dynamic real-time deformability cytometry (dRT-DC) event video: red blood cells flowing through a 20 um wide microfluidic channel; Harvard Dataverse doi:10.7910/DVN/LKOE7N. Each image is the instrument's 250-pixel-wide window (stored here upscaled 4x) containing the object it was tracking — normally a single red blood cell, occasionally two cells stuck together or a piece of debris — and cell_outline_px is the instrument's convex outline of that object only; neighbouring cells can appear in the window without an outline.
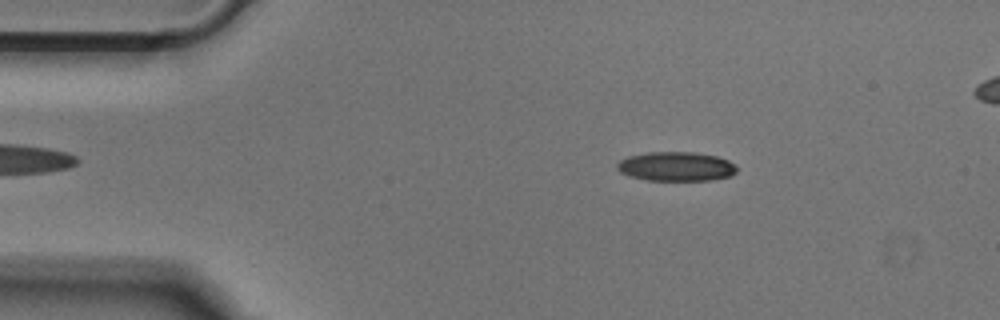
{"species": "Egyptian fruit bat (a non-hibernating species)", "species_latin": "Rousettus aegyptiacus", "temperature_condition": "cold", "stored_images_in_passage": 47, "camera_frame_rate_fps": 3000, "um_per_image_px": 0.085, "animal": {"sex": "male"}, "frame": {"image": 1, "passage_image": 5, "time_ms": 1.333, "image_size_px": [1000, 320], "cell_outline_px": [[736, 172], [732, 176], [712, 180], [648, 180], [628, 176], [620, 172], [616, 168], [616, 164], [620, 160], [628, 156], [648, 152], [696, 152], [716, 156], [728, 160], [736, 164]], "centroid_in_image_um": [57.47, 14.15], "position_along_channel_um": 27.5, "area_um2": 20.58}}
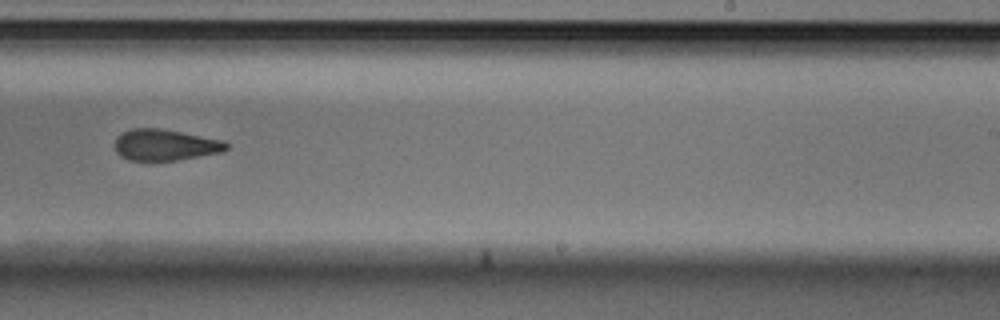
{"frame": {"image": 2, "passage_image": 28, "time_ms": 9.0, "image_size_px": [1000, 320], "cell_outline_px": [[228, 148], [224, 152], [176, 160], [128, 160], [120, 156], [116, 152], [116, 136], [132, 128], [160, 128], [224, 140], [228, 144]], "centroid_in_image_um": [14.06, 12.31], "position_along_channel_um": 274.9, "area_um2": 20.29}}
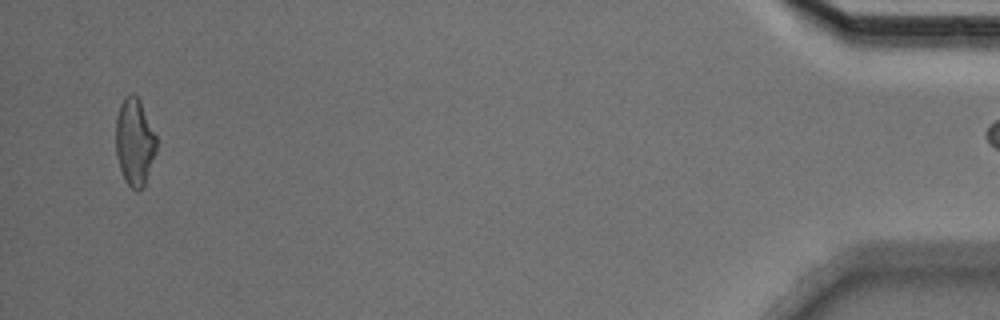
{"frame": {"image": 3, "passage_image": 46, "time_ms": 15.0, "image_size_px": [1000, 320], "cell_outline_px": [[156, 152], [144, 184], [136, 192], [124, 180], [120, 168], [116, 152], [116, 120], [120, 104], [124, 96], [132, 92], [140, 100], [156, 136]], "centroid_in_image_um": [11.43, 12.04], "position_along_channel_um": 423.8, "area_um2": 20.46}}